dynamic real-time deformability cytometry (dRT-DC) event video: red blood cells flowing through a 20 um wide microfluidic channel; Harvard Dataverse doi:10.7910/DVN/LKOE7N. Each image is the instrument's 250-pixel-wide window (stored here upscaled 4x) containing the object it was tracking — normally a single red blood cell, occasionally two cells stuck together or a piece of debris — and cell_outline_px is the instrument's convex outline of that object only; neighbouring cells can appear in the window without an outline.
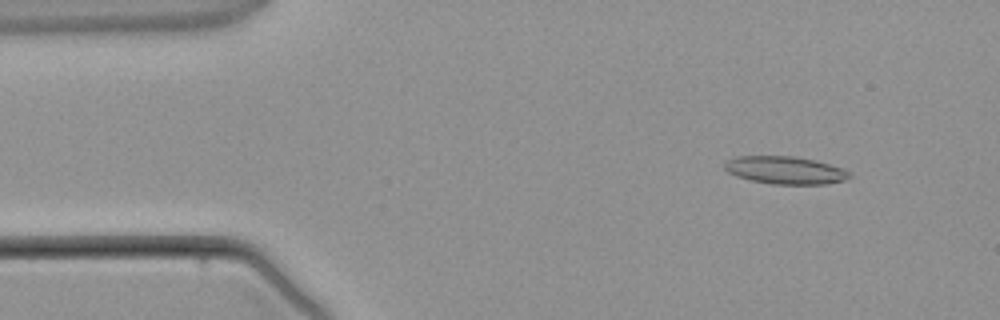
{"species": "common noctule bat (a hibernating species)", "species_latin": "Nyctalus noctula", "temperature_condition": "warm", "stored_images_in_passage": 5, "camera_frame_rate_fps": 3000, "um_per_image_px": 0.085, "animal": {"sex": "male", "body_mass_g": 21.5, "forearm_length_mm": 52.0}, "frame": {"image": 1, "passage_image": 2, "time_ms": 1.0, "image_size_px": [1000, 320], "cell_outline_px": [[852, 176], [844, 180], [824, 184], [772, 184], [752, 180], [736, 176], [728, 172], [724, 168], [724, 164], [728, 160], [736, 156], [796, 156], [816, 160], [844, 168], [852, 172]], "centroid_in_image_um": [66.78, 14.46], "position_along_channel_um": 18.2, "area_um2": 20.29}}
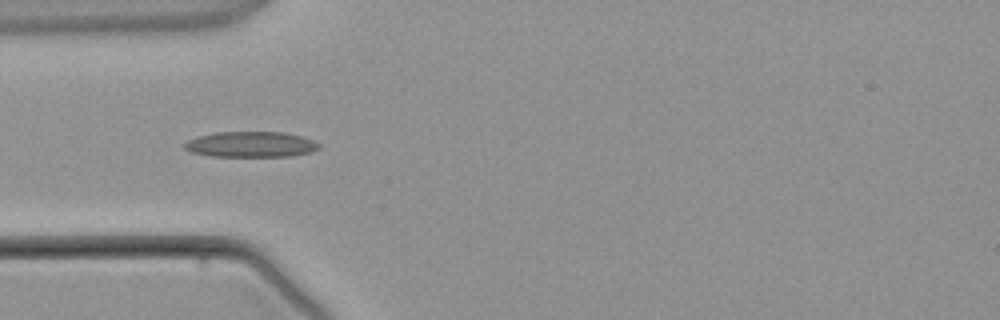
{"frame": {"image": 2, "passage_image": 4, "time_ms": 3.667, "image_size_px": [1000, 320], "cell_outline_px": [[320, 148], [312, 152], [292, 156], [212, 156], [188, 152], [184, 148], [184, 144], [188, 140], [196, 136], [216, 132], [284, 132], [300, 136], [312, 140], [320, 144]], "centroid_in_image_um": [21.3, 12.27], "position_along_channel_um": 63.7, "area_um2": 20.17}}
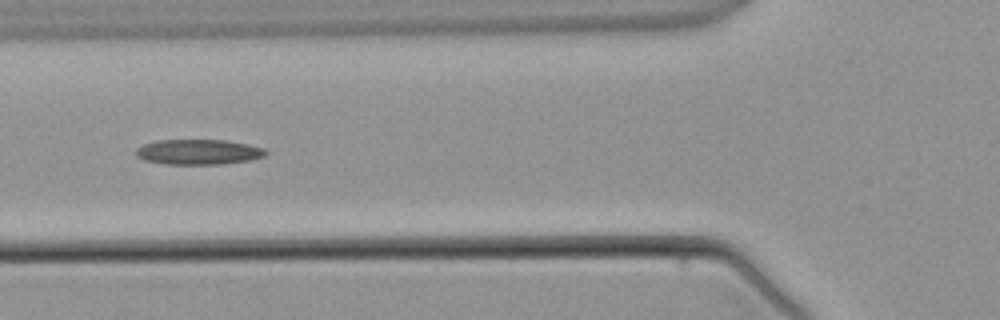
{"frame": {"image": 3, "passage_image": 5, "time_ms": 4.667, "image_size_px": [1000, 320], "cell_outline_px": [[268, 152], [264, 156], [252, 160], [224, 164], [164, 164], [144, 160], [136, 156], [136, 148], [144, 144], [156, 140], [224, 140], [248, 144], [264, 148]], "centroid_in_image_um": [16.87, 12.92], "position_along_channel_um": 108.9, "area_um2": 19.19}}